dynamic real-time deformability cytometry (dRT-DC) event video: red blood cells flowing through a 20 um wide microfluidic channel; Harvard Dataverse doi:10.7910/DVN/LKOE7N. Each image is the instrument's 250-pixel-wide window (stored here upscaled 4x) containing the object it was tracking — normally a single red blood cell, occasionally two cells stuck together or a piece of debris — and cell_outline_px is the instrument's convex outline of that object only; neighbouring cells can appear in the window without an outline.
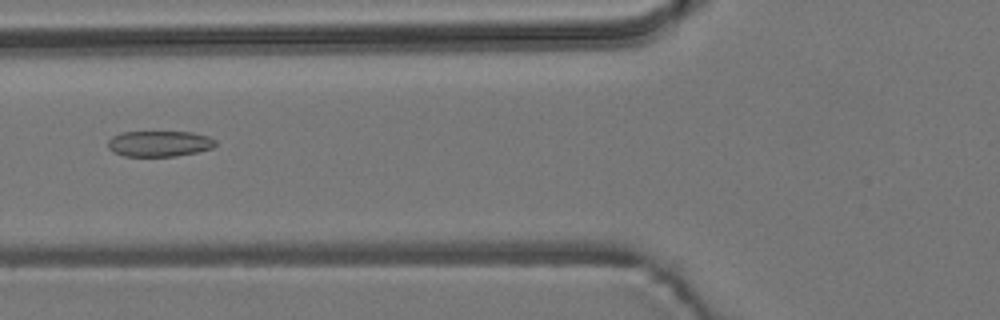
{"species": "common noctule bat (a hibernating species)", "species_latin": "Nyctalus noctula", "temperature_condition": "room temperature", "stored_images_in_passage": 6, "camera_frame_rate_fps": 3000, "um_per_image_px": 0.085, "animal": {"sex": "male", "body_mass_g": 19.2, "forearm_length_mm": 51.8}, "frame": {"image": 1, "passage_image": 6, "time_ms": 5.667, "image_size_px": [1000, 320], "cell_outline_px": [[216, 144], [212, 148], [196, 152], [176, 156], [124, 156], [112, 152], [108, 148], [108, 140], [112, 136], [120, 132], [192, 132], [208, 136], [216, 140]], "centroid_in_image_um": [13.52, 12.21], "position_along_channel_um": 112.3, "area_um2": 16.24}}